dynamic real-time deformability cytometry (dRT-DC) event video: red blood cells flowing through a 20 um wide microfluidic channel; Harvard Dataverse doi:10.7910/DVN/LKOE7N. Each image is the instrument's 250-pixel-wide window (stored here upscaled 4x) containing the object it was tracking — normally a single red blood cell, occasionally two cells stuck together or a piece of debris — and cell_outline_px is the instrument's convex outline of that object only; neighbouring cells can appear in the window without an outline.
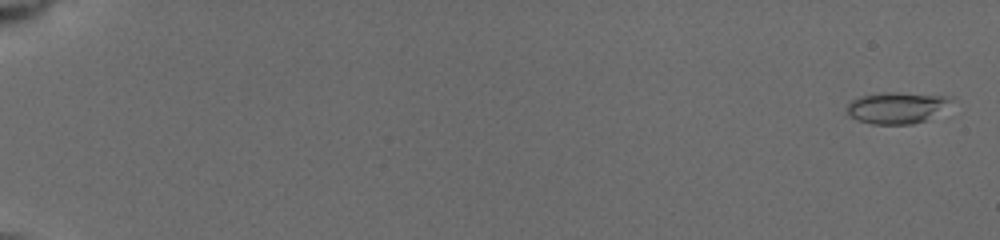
{"species": "common noctule bat (a hibernating species)", "species_latin": "Nyctalus noctula", "temperature_condition": "cold", "stored_images_in_passage": 60, "camera_frame_rate_fps": 3000, "um_per_image_px": 0.085, "animal": {"sex": "female", "body_mass_g": 19.5, "forearm_length_mm": 54.1}, "frame": {"image": 1, "passage_image": 3, "time_ms": 0.333, "image_size_px": [1000, 240], "cell_outline_px": [[952, 96], [948, 100], [924, 120], [912, 124], [872, 124], [856, 120], [848, 116], [848, 104], [852, 100], [860, 96], [884, 92]], "centroid_in_image_um": [76.04, 9.16], "position_along_channel_um": 9.0, "area_um2": 18.15}}
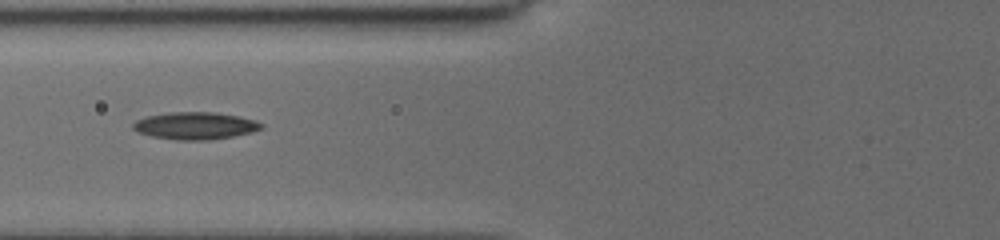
{"frame": {"image": 2, "passage_image": 52, "time_ms": 8.0, "image_size_px": [1000, 240], "cell_outline_px": [[264, 124], [260, 128], [252, 132], [212, 140], [176, 140], [152, 136], [140, 132], [132, 128], [132, 124], [136, 120], [148, 116], [168, 112], [212, 112], [236, 116], [256, 120]], "centroid_in_image_um": [16.58, 10.69], "position_along_channel_um": 109.2, "area_um2": 20.23}}
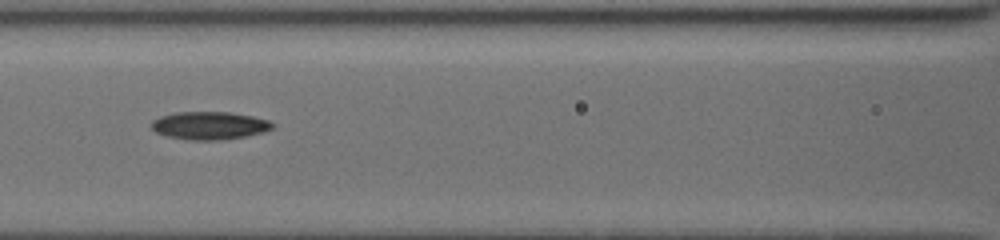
{"frame": {"image": 3, "passage_image": 59, "time_ms": 9.0, "image_size_px": [1000, 240], "cell_outline_px": [[276, 124], [272, 128], [260, 132], [244, 136], [224, 140], [188, 140], [168, 136], [156, 132], [152, 128], [152, 120], [160, 116], [176, 112], [228, 112], [252, 116], [268, 120]], "centroid_in_image_um": [17.79, 10.67], "position_along_channel_um": 148.8, "area_um2": 19.54}}